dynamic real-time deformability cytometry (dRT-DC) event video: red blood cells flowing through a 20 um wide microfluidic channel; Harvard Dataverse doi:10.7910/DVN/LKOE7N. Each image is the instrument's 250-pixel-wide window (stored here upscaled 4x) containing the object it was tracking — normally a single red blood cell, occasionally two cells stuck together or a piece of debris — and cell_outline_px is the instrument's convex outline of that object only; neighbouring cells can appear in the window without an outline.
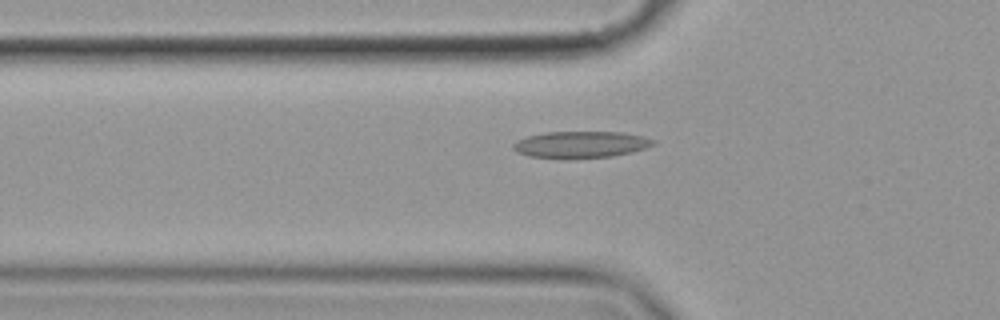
{"species": "common noctule bat (a hibernating species)", "species_latin": "Nyctalus noctula", "temperature_condition": "cold", "stored_images_in_passage": 53, "camera_frame_rate_fps": 3000, "um_per_image_px": 0.085, "animal": {"sex": "female", "body_mass_g": 19.9}, "frame": {"image": 1, "passage_image": 20, "time_ms": 6.333, "image_size_px": [1000, 320], "cell_outline_px": [[656, 144], [632, 152], [612, 156], [528, 156], [516, 152], [512, 148], [512, 144], [516, 140], [528, 136], [544, 132], [624, 132], [644, 136], [656, 140]], "centroid_in_image_um": [49.4, 12.24], "position_along_channel_um": 76.4, "area_um2": 21.1}}
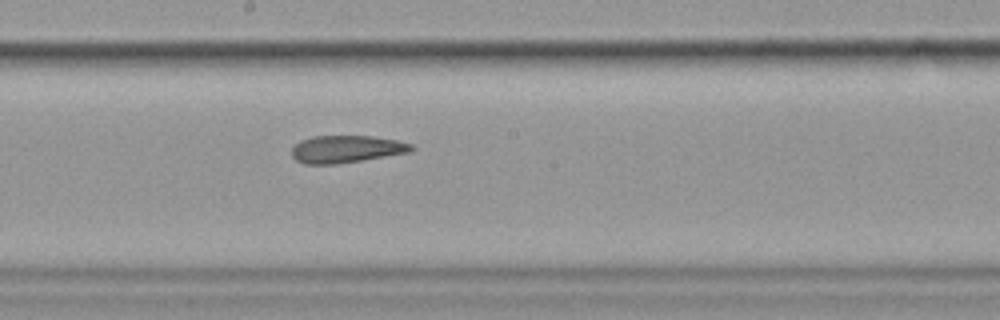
{"frame": {"image": 2, "passage_image": 32, "time_ms": 10.333, "image_size_px": [1000, 320], "cell_outline_px": [[416, 148], [412, 152], [364, 160], [336, 164], [304, 164], [296, 160], [292, 156], [292, 148], [300, 140], [312, 136], [372, 136], [396, 140], [412, 144]], "centroid_in_image_um": [29.46, 12.68], "position_along_channel_um": 218.7, "area_um2": 19.25}}
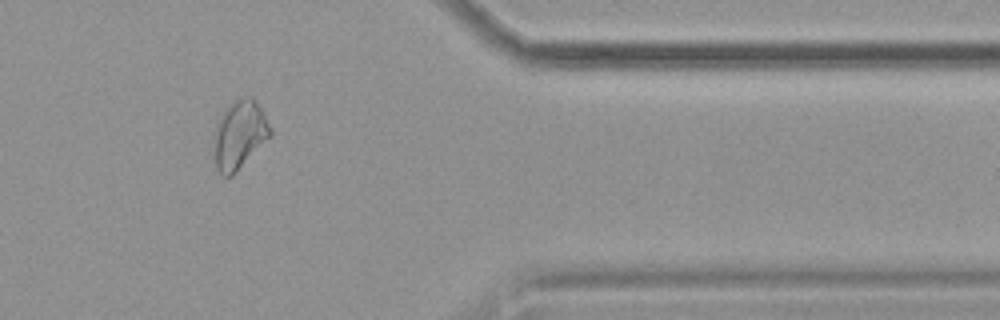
{"frame": {"image": 3, "passage_image": 48, "time_ms": 15.667, "image_size_px": [1000, 320], "cell_outline_px": [[272, 136], [232, 176], [220, 176], [216, 168], [212, 140], [212, 136], [216, 120], [224, 108], [236, 100], [248, 96], [252, 96], [256, 100], [272, 128]], "centroid_in_image_um": [20.32, 11.46], "position_along_channel_um": 391.1, "area_um2": 23.18}, "authors_computed_cell_mechanics": {"area_um2": 21.386, "velocity_mm_per_s": 3.5556, "shape_relaxation_time_tau1_ms": null, "shape_relaxation_time_tau2_ms": 4.3821, "deformation_change_tau1": null, "deformation_change_tau2": 0.1335}}